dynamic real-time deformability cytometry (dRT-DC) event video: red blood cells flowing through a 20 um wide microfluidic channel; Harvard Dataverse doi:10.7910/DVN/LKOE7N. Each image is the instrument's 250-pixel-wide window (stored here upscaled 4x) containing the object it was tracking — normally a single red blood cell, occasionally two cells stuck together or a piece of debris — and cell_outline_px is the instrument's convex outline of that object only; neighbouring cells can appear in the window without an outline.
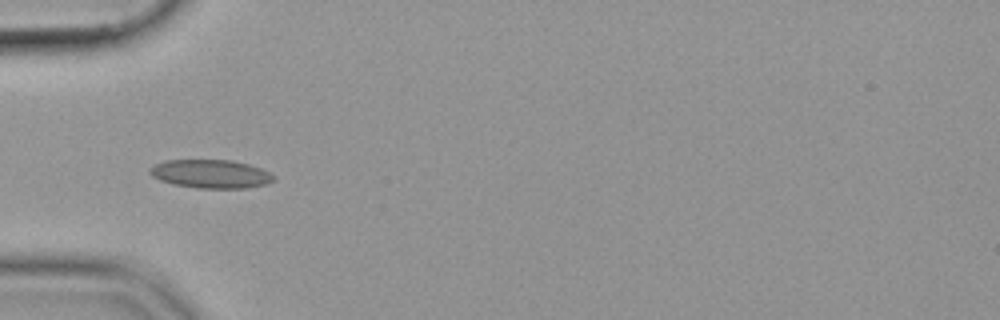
{"species": "common noctule bat (a hibernating species)", "species_latin": "Nyctalus noctula", "temperature_condition": "cold", "stored_images_in_passage": 55, "camera_frame_rate_fps": 3000, "um_per_image_px": 0.085, "animal": {"sex": "female", "body_mass_g": 19.9}, "frame": {"image": 1, "passage_image": 18, "time_ms": 5.667, "image_size_px": [1000, 320], "cell_outline_px": [[276, 180], [268, 184], [248, 188], [196, 188], [172, 184], [160, 180], [152, 176], [148, 172], [148, 168], [164, 160], [232, 160], [248, 164], [260, 168], [276, 176]], "centroid_in_image_um": [17.92, 14.79], "position_along_channel_um": 67.1, "area_um2": 20.81}}
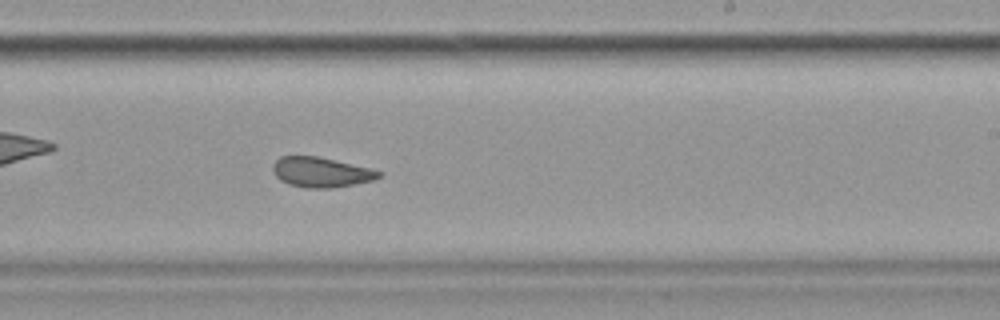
{"frame": {"image": 2, "passage_image": 34, "time_ms": 11.0, "image_size_px": [1000, 320], "cell_outline_px": [[384, 172], [380, 176], [372, 180], [332, 188], [308, 188], [288, 184], [280, 180], [276, 176], [272, 168], [272, 164], [280, 156], [316, 156], [372, 168]], "centroid_in_image_um": [27.28, 14.63], "position_along_channel_um": 261.7, "area_um2": 18.5}}
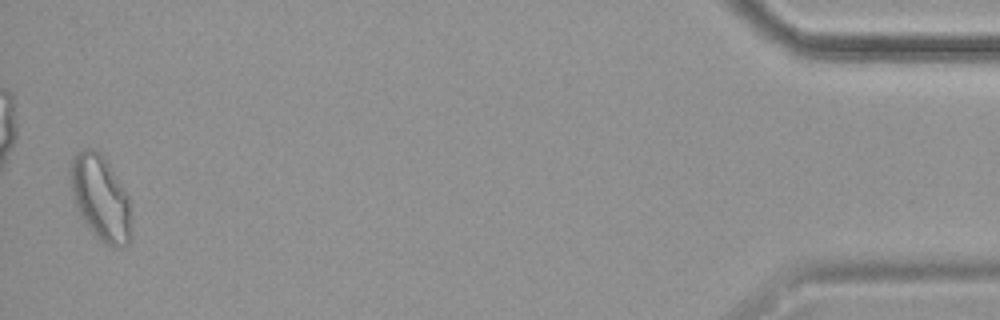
{"frame": {"image": 3, "passage_image": 54, "time_ms": 17.667, "image_size_px": [1000, 320], "cell_outline_px": [[132, 236], [128, 244], [124, 248], [112, 248], [104, 244], [92, 232], [84, 220], [76, 204], [72, 192], [72, 160], [84, 148], [92, 148], [100, 152], [104, 156], [128, 196], [132, 232]], "centroid_in_image_um": [8.61, 16.9], "position_along_channel_um": 426.6, "area_um2": 29.71}}